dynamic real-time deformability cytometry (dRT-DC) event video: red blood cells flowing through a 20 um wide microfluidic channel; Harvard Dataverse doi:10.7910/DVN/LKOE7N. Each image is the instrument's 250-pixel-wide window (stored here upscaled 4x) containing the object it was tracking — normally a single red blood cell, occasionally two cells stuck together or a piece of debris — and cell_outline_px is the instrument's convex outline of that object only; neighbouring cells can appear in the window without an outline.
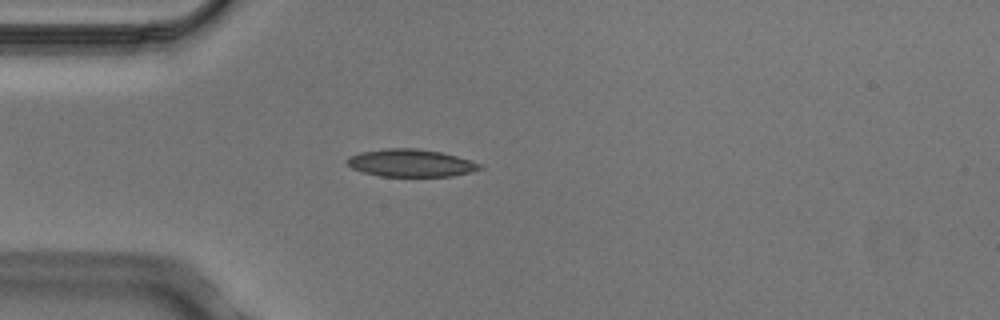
{"species": "Egyptian fruit bat (a non-hibernating species)", "species_latin": "Rousettus aegyptiacus", "temperature_condition": "cold", "stored_images_in_passage": 4, "camera_frame_rate_fps": 3000, "um_per_image_px": 0.085, "animal": {"sex": "male"}, "frame": {"image": 1, "passage_image": 3, "time_ms": 0.667, "image_size_px": [1000, 320], "cell_outline_px": [[484, 168], [472, 172], [452, 176], [380, 176], [364, 172], [352, 168], [344, 160], [348, 156], [360, 152], [388, 148], [416, 148], [440, 152], [456, 156], [480, 164]], "centroid_in_image_um": [34.89, 13.85], "position_along_channel_um": 50.1, "area_um2": 21.21}}